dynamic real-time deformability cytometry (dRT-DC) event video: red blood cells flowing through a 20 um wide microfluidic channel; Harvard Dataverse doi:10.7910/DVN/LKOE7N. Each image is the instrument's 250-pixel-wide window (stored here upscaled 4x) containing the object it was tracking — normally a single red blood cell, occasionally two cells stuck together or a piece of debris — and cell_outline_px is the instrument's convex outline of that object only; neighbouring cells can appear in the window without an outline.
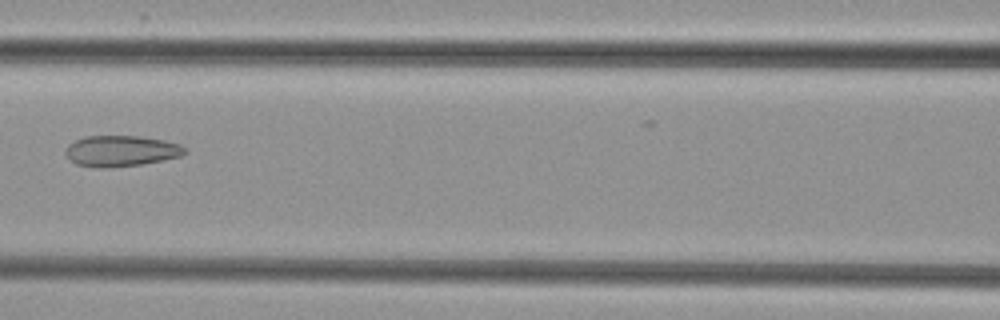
{"species": "common noctule bat (a hibernating species)", "species_latin": "Nyctalus noctula", "temperature_condition": "cold", "stored_images_in_passage": 7, "camera_frame_rate_fps": 3000, "um_per_image_px": 0.085, "animal": {"sex": "female", "body_mass_g": 29.2, "forearm_length_mm": 56.3}, "frame": {"image": 1, "passage_image": 6, "time_ms": 7.0, "image_size_px": [1000, 320], "cell_outline_px": [[188, 152], [180, 156], [140, 164], [112, 168], [100, 168], [76, 164], [64, 152], [68, 144], [84, 136], [140, 136], [164, 140], [180, 144], [188, 148]], "centroid_in_image_um": [10.3, 12.82], "position_along_channel_um": 156.3, "area_um2": 21.5}}
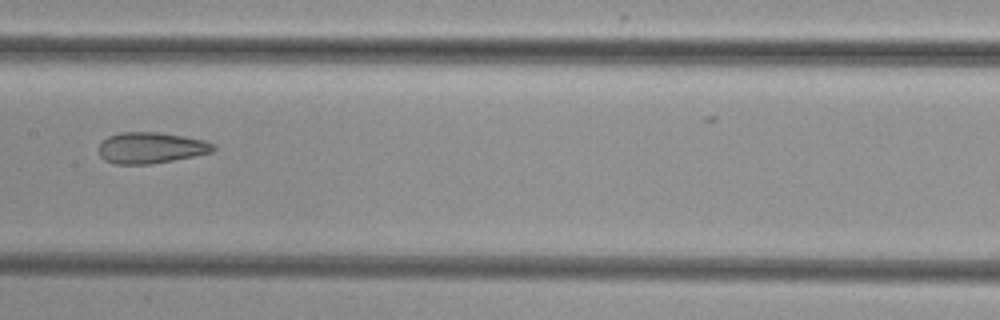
{"frame": {"image": 2, "passage_image": 7, "time_ms": 8.0, "image_size_px": [1000, 320], "cell_outline_px": [[216, 148], [212, 152], [172, 160], [148, 164], [112, 164], [104, 160], [100, 156], [100, 144], [108, 136], [120, 132], [156, 132], [184, 136], [204, 140], [212, 144]], "centroid_in_image_um": [12.8, 12.56], "position_along_channel_um": 194.6, "area_um2": 20.58}}